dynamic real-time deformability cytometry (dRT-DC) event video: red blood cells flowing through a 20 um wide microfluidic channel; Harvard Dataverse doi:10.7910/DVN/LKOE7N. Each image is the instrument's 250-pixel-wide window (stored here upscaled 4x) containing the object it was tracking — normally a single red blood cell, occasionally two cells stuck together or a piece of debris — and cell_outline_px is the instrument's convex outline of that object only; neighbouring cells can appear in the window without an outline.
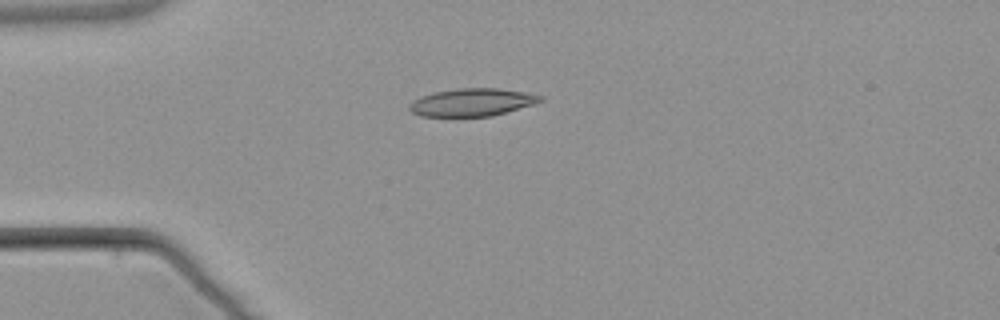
{"species": "common noctule bat (a hibernating species)", "species_latin": "Nyctalus noctula", "temperature_condition": "warm", "stored_images_in_passage": 6, "camera_frame_rate_fps": 3000, "um_per_image_px": 0.085, "animal": {"sex": "male", "body_mass_g": 21.5, "forearm_length_mm": 52.0}, "frame": {"image": 1, "passage_image": 4, "time_ms": 4.333, "image_size_px": [1000, 320], "cell_outline_px": [[544, 100], [536, 104], [492, 116], [420, 116], [412, 112], [408, 108], [408, 104], [412, 100], [420, 96], [436, 92], [460, 88], [496, 88], [524, 92], [544, 96]], "centroid_in_image_um": [40.14, 8.7], "position_along_channel_um": 44.9, "area_um2": 21.21}}
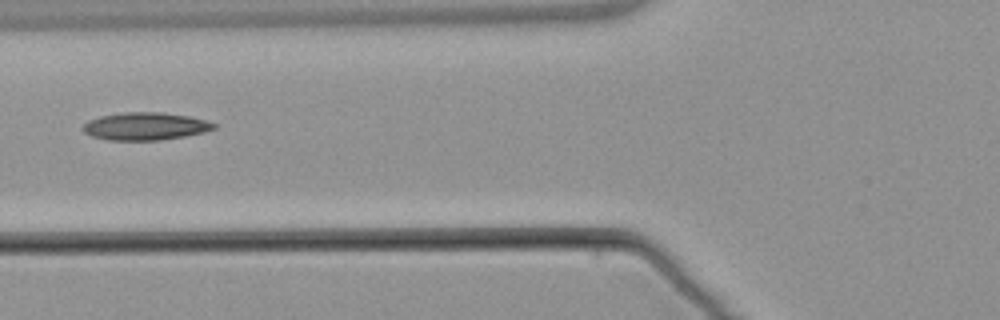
{"frame": {"image": 2, "passage_image": 6, "time_ms": 6.667, "image_size_px": [1000, 320], "cell_outline_px": [[216, 128], [204, 132], [184, 136], [160, 140], [108, 140], [92, 136], [84, 132], [80, 128], [88, 120], [100, 116], [124, 112], [160, 112], [188, 116], [204, 120], [216, 124]], "centroid_in_image_um": [12.31, 10.73], "position_along_channel_um": 113.5, "area_um2": 21.04}}